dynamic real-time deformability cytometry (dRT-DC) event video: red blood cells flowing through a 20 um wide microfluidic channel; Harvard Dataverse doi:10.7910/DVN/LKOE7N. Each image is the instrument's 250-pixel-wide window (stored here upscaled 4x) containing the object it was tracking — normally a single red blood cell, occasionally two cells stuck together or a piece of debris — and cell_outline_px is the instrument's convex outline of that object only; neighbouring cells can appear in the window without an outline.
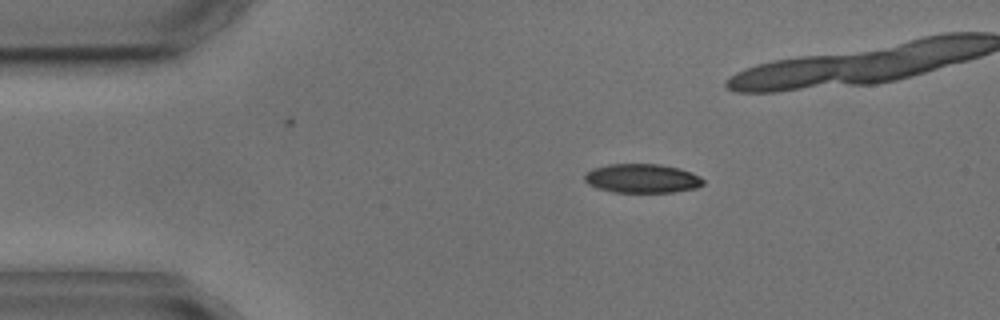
{"species": "common noctule bat (a hibernating species)", "species_latin": "Nyctalus noctula", "temperature_condition": "cold", "stored_images_in_passage": 6, "camera_frame_rate_fps": 3000, "um_per_image_px": 0.085, "animal": {"sex": "male", "body_mass_g": 17.9, "forearm_length_mm": 54.2}, "frame": {"image": 1, "passage_image": 1, "time_ms": 0.0, "image_size_px": [1000, 320], "cell_outline_px": [[704, 184], [696, 188], [672, 192], [612, 192], [596, 188], [588, 184], [584, 180], [584, 176], [592, 168], [608, 164], [660, 164], [680, 168], [692, 172], [700, 176], [704, 180]], "centroid_in_image_um": [54.58, 15.16], "position_along_channel_um": 30.4, "area_um2": 20.23}}
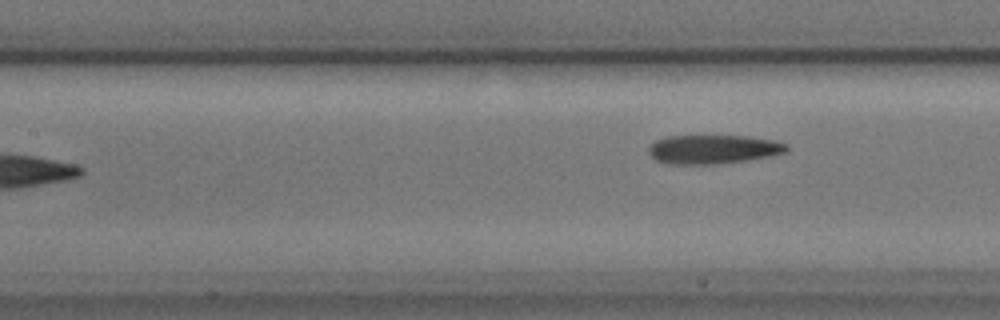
{"frame": {"image": 2, "passage_image": 6, "time_ms": 6.0, "image_size_px": [1000, 320], "cell_outline_px": [[788, 152], [772, 156], [716, 164], [668, 164], [656, 160], [648, 152], [648, 148], [656, 140], [668, 136], [748, 136], [776, 140], [788, 144]], "centroid_in_image_um": [60.66, 12.68], "position_along_channel_um": 146.7, "area_um2": 23.35}}